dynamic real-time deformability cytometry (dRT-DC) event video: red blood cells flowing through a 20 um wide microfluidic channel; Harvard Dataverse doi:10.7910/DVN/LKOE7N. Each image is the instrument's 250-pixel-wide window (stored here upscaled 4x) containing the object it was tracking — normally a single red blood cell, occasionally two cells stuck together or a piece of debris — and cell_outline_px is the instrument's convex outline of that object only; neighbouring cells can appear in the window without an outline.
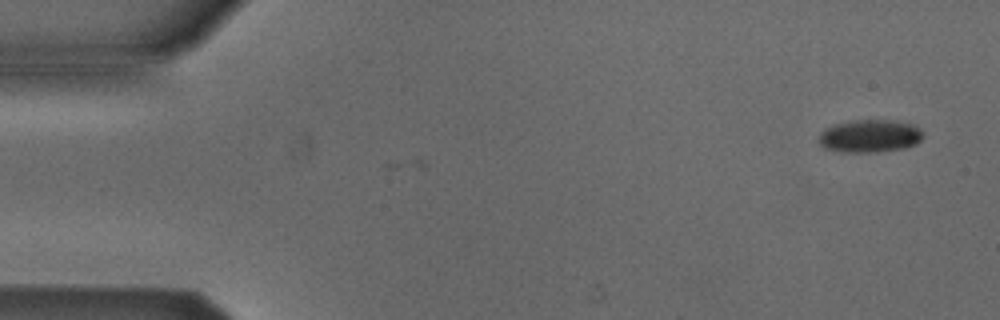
{"species": "Egyptian fruit bat (a non-hibernating species)", "species_latin": "Rousettus aegyptiacus", "temperature_condition": "cold", "stored_images_in_passage": 2, "camera_frame_rate_fps": 3000, "um_per_image_px": 0.085, "animal": {"sex": "male"}, "frame": {"image": 1, "passage_image": 2, "time_ms": 1.333, "image_size_px": [1000, 320], "cell_outline_px": [[924, 136], [916, 144], [904, 148], [876, 152], [840, 152], [824, 148], [820, 144], [820, 136], [828, 128], [836, 124], [860, 120], [888, 120], [912, 124], [920, 128]], "centroid_in_image_um": [73.99, 11.58], "position_along_channel_um": 11.0, "area_um2": 19.59}}